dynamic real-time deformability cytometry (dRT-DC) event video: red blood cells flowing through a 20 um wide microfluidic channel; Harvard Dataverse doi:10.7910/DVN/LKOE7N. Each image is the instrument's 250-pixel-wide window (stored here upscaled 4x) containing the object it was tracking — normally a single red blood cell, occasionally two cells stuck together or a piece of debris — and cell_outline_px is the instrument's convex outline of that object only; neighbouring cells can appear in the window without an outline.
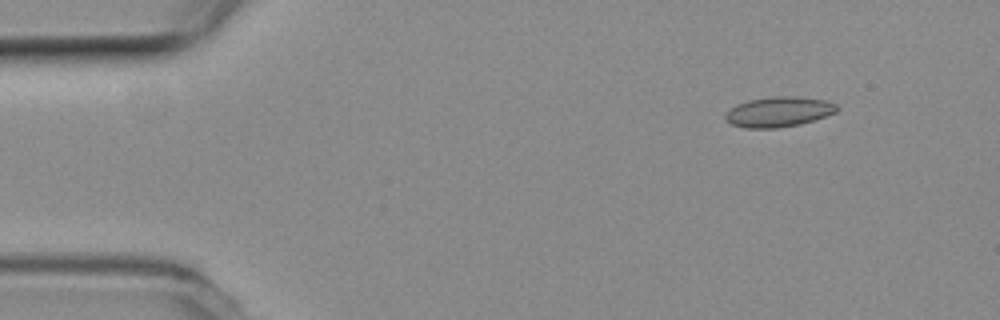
{"species": "common noctule bat (a hibernating species)", "species_latin": "Nyctalus noctula", "temperature_condition": "room temperature", "stored_images_in_passage": 48, "camera_frame_rate_fps": 3000, "um_per_image_px": 0.085, "animal": {"sex": "female", "body_mass_g": 19.3, "forearm_length_mm": 54.1}, "frame": {"image": 1, "passage_image": 1, "time_ms": 0.0, "image_size_px": [1000, 320], "cell_outline_px": [[840, 108], [836, 112], [800, 124], [776, 128], [744, 128], [732, 124], [724, 120], [724, 116], [736, 104], [748, 100], [776, 96], [796, 96], [824, 100], [836, 104]], "centroid_in_image_um": [66.17, 9.5], "position_along_channel_um": 18.8, "area_um2": 19.48}}
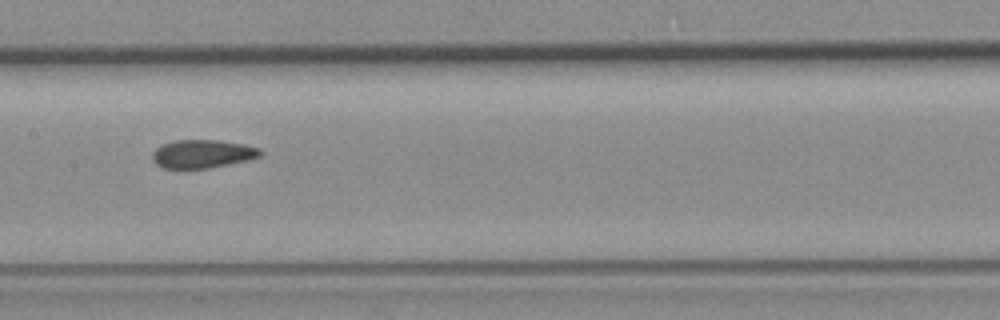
{"frame": {"image": 2, "passage_image": 21, "time_ms": 6.667, "image_size_px": [1000, 320], "cell_outline_px": [[264, 152], [260, 156], [248, 160], [208, 168], [164, 168], [156, 164], [152, 160], [152, 152], [160, 144], [176, 140], [216, 140], [244, 144], [260, 148]], "centroid_in_image_um": [17.2, 13.07], "position_along_channel_um": 190.2, "area_um2": 17.86}}
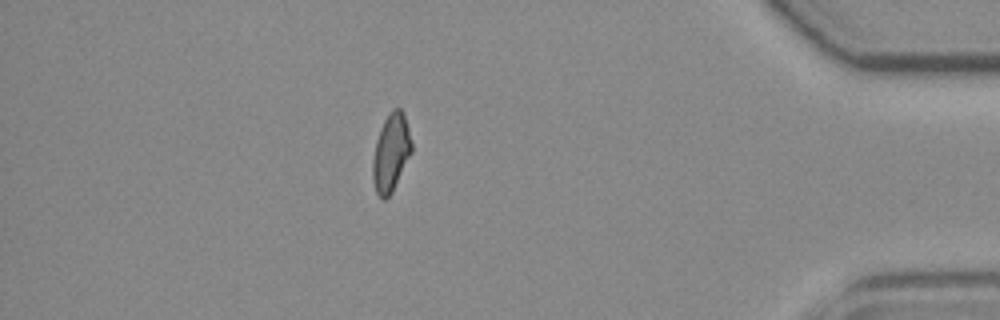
{"frame": {"image": 3, "passage_image": 41, "time_ms": 13.333, "image_size_px": [1000, 320], "cell_outline_px": [[412, 152], [392, 192], [384, 200], [376, 192], [372, 176], [372, 160], [376, 140], [380, 128], [388, 112], [392, 108], [400, 108], [404, 112], [412, 144]], "centroid_in_image_um": [33.23, 12.94], "position_along_channel_um": 402.0, "area_um2": 17.69}, "authors_computed_cell_mechanics": {"area_um2": 18.1781, "velocity_mm_per_s": 3.8781, "shape_relaxation_time_tau1_ms": null, "shape_relaxation_time_tau2_ms": 2.3115, "deformation_change_tau1": null, "deformation_change_tau2": 0.0835}}